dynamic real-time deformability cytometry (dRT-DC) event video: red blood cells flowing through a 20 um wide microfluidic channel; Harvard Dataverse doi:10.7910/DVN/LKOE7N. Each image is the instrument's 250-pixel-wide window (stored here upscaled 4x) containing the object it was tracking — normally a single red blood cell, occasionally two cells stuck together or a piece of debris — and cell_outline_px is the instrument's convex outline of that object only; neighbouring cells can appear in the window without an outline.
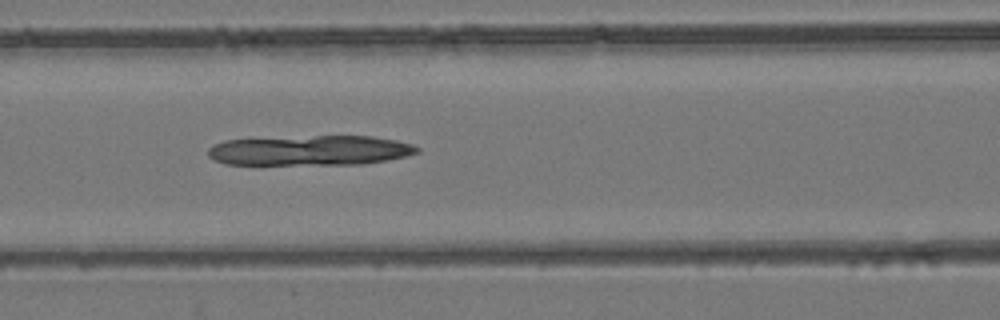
{"species": "common noctule bat (a hibernating species)", "species_latin": "Nyctalus noctula", "temperature_condition": "room temperature", "stored_images_in_passage": 7, "camera_frame_rate_fps": 3000, "um_per_image_px": 0.085, "animal": {"sex": "female", "body_mass_g": 24.6, "forearm_length_mm": 56.2}, "frame": {"image": 1, "passage_image": 7, "time_ms": 6.667, "image_size_px": [1000, 320], "cell_outline_px": [[420, 152], [388, 160], [364, 164], [224, 164], [208, 156], [208, 148], [212, 144], [224, 140], [316, 136], [372, 136], [396, 140], [412, 144], [420, 148]], "centroid_in_image_um": [26.37, 12.78], "position_along_channel_um": 140.2, "area_um2": 36.47}}